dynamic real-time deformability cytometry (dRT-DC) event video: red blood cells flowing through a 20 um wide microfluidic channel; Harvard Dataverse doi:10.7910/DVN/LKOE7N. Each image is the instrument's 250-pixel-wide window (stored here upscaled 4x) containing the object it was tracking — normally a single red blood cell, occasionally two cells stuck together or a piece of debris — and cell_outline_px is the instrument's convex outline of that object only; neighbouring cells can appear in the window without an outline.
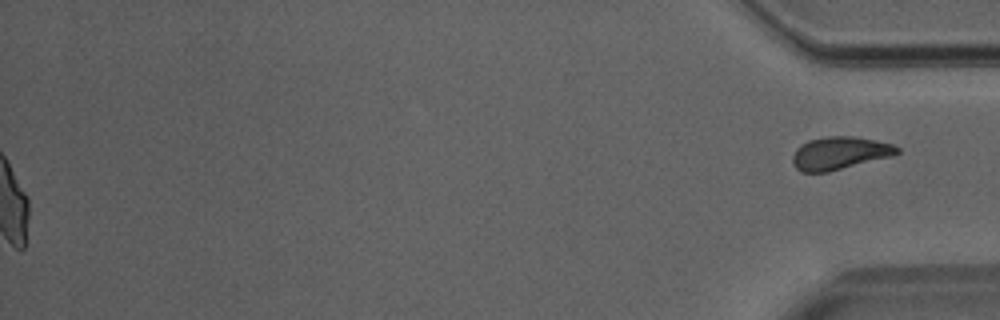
{"species": "Egyptian fruit bat (a non-hibernating species)", "species_latin": "Rousettus aegyptiacus", "temperature_condition": "room temperature", "stored_images_in_passage": 50, "segment_of_instrument_passage": [2, 2], "camera_frame_rate_fps": 3000, "um_per_image_px": 0.085, "animal": {"sex": "male"}, "frame": {"image": 1, "passage_image": 50, "time_ms": 16.333, "image_size_px": [1000, 320], "cell_outline_px": [[900, 152], [896, 156], [828, 172], [800, 172], [792, 164], [792, 156], [796, 148], [800, 144], [808, 140], [828, 136], [852, 136], [876, 140], [892, 144], [900, 148]], "centroid_in_image_um": [71.39, 13.02], "position_along_channel_um": 363.8, "area_um2": 20.4}}